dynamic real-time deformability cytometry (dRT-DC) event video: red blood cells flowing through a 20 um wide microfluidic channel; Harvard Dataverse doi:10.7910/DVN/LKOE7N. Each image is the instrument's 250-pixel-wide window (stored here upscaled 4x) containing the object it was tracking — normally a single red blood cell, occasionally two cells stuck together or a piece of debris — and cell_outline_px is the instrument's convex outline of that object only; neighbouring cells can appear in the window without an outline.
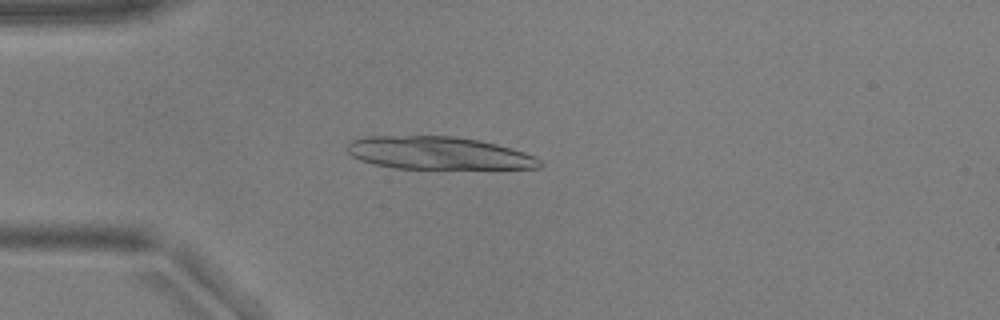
{"species": "common noctule bat (a hibernating species)", "species_latin": "Nyctalus noctula", "temperature_condition": "warm", "stored_images_in_passage": 18, "camera_frame_rate_fps": 3000, "um_per_image_px": 0.085, "animal": {"sex": "male", "body_mass_g": 17.9, "forearm_length_mm": 54.2}, "frame": {"image": 1, "passage_image": 8, "time_ms": 2.333, "image_size_px": [1000, 320], "cell_outline_px": [[544, 164], [540, 168], [396, 168], [372, 164], [360, 160], [352, 156], [348, 152], [348, 144], [352, 140], [364, 136], [452, 136], [480, 140], [512, 148], [536, 156]], "centroid_in_image_um": [37.27, 13.01], "position_along_channel_um": 47.7, "area_um2": 36.65}}